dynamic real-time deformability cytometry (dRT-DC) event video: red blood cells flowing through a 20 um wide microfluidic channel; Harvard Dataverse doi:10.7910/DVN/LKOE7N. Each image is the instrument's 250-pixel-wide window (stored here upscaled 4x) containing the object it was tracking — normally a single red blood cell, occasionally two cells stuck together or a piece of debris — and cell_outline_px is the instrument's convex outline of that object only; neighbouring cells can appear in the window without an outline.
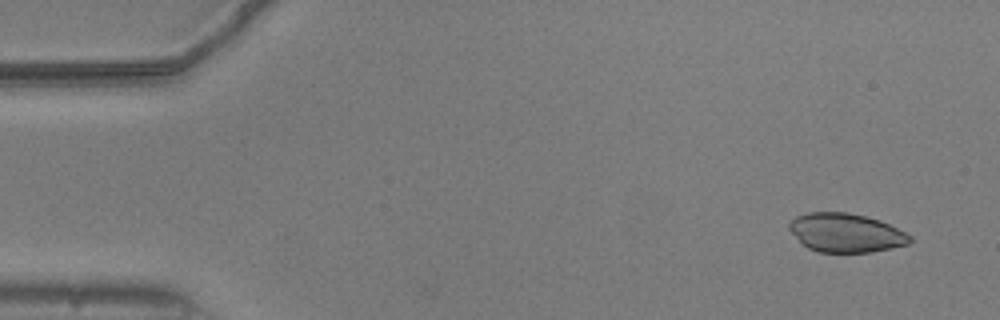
{"species": "common noctule bat (a hibernating species)", "species_latin": "Nyctalus noctula", "temperature_condition": "warm", "stored_images_in_passage": 14, "camera_frame_rate_fps": 3000, "um_per_image_px": 0.085, "animal": {"sex": "male", "body_mass_g": 20.5, "forearm_length_mm": 52.5}, "frame": {"image": 1, "passage_image": 1, "time_ms": 0.0, "image_size_px": [1000, 320], "cell_outline_px": [[912, 240], [908, 244], [892, 248], [872, 252], [816, 252], [808, 248], [788, 228], [788, 224], [796, 216], [808, 212], [848, 212], [880, 220], [912, 236]], "centroid_in_image_um": [71.9, 19.79], "position_along_channel_um": 13.1, "area_um2": 27.17}}
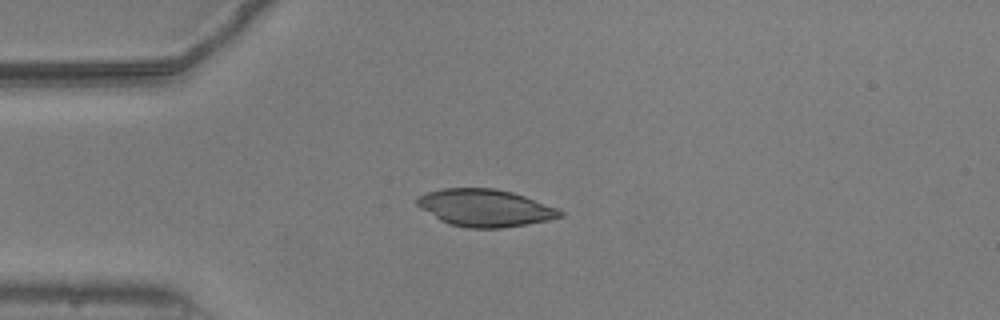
{"frame": {"image": 2, "passage_image": 11, "time_ms": 3.333, "image_size_px": [1000, 320], "cell_outline_px": [[564, 216], [548, 220], [500, 228], [468, 228], [448, 224], [440, 220], [420, 208], [416, 204], [416, 200], [420, 196], [428, 192], [444, 188], [496, 188], [512, 192], [524, 196], [556, 208], [564, 212]], "centroid_in_image_um": [41.21, 17.67], "position_along_channel_um": 43.8, "area_um2": 30.81}}